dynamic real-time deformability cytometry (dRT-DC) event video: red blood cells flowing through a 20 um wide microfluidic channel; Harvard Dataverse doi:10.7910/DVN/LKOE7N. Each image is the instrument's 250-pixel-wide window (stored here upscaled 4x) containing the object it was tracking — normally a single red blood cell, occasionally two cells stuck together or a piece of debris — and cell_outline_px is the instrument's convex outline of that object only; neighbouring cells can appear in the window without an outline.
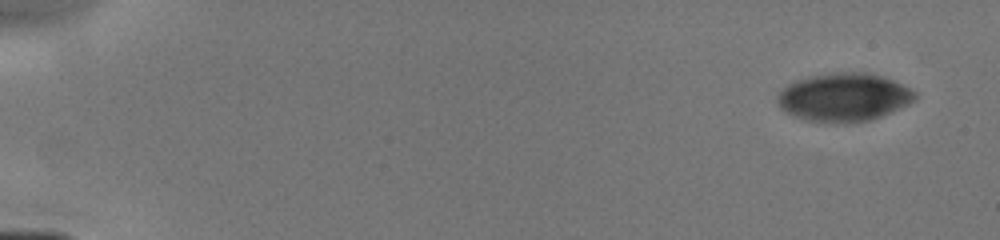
{"species": "human", "species_latin": "Homo sapiens", "temperature_condition": "cold", "stored_images_in_passage": 15, "camera_frame_rate_fps": 3000, "um_per_image_px": 0.085, "donor": {"sex": "male"}, "frame": {"image": 1, "passage_image": 1, "time_ms": 0.0, "image_size_px": [1000, 240], "cell_outline_px": [[916, 100], [900, 108], [880, 116], [868, 120], [808, 120], [796, 116], [788, 112], [780, 104], [780, 92], [784, 88], [800, 80], [812, 76], [832, 72], [864, 72], [884, 76], [916, 92]], "centroid_in_image_um": [71.82, 8.22], "position_along_channel_um": 13.2, "area_um2": 36.99}}
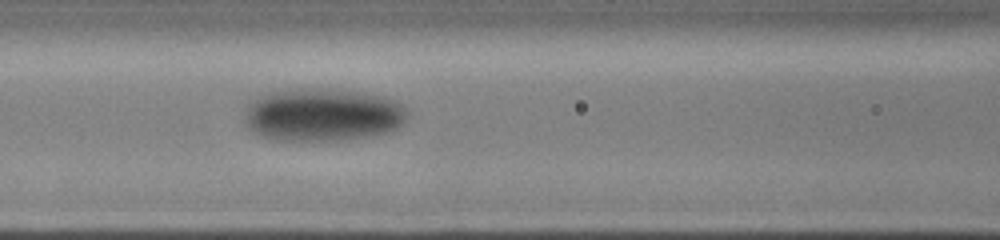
{"frame": {"image": 2, "passage_image": 11, "time_ms": 6.667, "image_size_px": [1000, 240], "cell_outline_px": [[408, 116], [396, 128], [388, 132], [364, 136], [336, 140], [276, 140], [264, 136], [248, 128], [244, 120], [248, 104], [264, 92], [296, 88], [328, 88], [364, 92], [384, 96], [396, 100], [408, 112]], "centroid_in_image_um": [27.41, 9.72], "position_along_channel_um": 139.2, "area_um2": 50.34}}
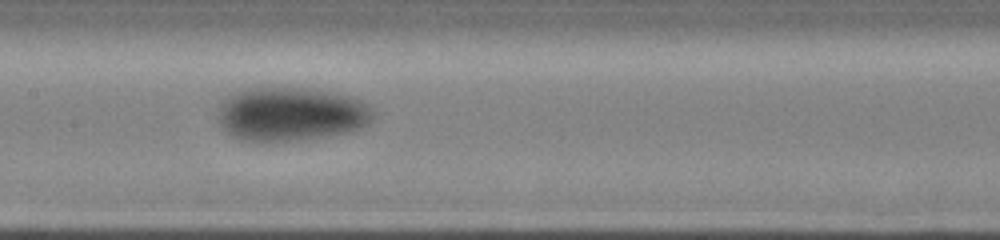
{"frame": {"image": 3, "passage_image": 14, "time_ms": 7.667, "image_size_px": [1000, 240], "cell_outline_px": [[376, 112], [372, 120], [368, 124], [360, 128], [348, 132], [328, 136], [300, 140], [240, 140], [232, 136], [216, 120], [216, 116], [220, 104], [228, 96], [236, 92], [248, 88], [312, 88], [352, 96], [368, 104]], "centroid_in_image_um": [24.76, 9.68], "position_along_channel_um": 182.6, "area_um2": 48.9}}